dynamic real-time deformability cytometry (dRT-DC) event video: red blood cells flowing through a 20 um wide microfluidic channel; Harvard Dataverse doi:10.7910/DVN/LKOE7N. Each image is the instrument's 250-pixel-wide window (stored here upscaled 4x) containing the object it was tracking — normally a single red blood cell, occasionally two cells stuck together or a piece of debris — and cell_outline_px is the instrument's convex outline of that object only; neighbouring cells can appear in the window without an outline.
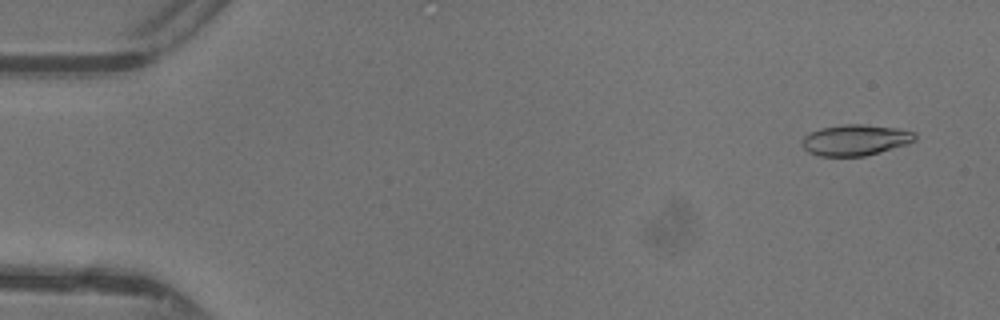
{"species": "common noctule bat (a hibernating species)", "species_latin": "Nyctalus noctula", "temperature_condition": "warm", "stored_images_in_passage": 14, "camera_frame_rate_fps": 3000, "um_per_image_px": 0.085, "animal": {"sex": "female"}, "frame": {"image": 1, "passage_image": 3, "time_ms": 0.667, "image_size_px": [1000, 320], "cell_outline_px": [[916, 140], [908, 144], [880, 152], [864, 156], [820, 156], [808, 152], [804, 148], [804, 136], [820, 128], [844, 124], [864, 124], [896, 128], [916, 132]], "centroid_in_image_um": [72.75, 11.9], "position_along_channel_um": 12.2, "area_um2": 20.29}}